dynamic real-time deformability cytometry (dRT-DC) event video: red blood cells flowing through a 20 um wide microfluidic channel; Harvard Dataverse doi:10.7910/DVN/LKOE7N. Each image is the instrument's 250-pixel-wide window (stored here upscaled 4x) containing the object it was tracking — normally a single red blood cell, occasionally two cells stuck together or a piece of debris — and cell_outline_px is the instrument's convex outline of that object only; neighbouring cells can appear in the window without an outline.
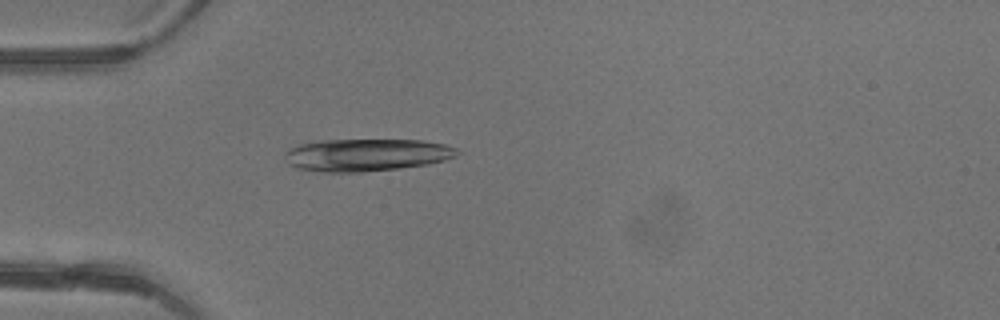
{"species": "common noctule bat (a hibernating species)", "species_latin": "Nyctalus noctula", "temperature_condition": "warm", "stored_images_in_passage": 26, "camera_frame_rate_fps": 3000, "um_per_image_px": 0.085, "animal": {"sex": "female"}, "frame": {"image": 1, "passage_image": 14, "time_ms": 4.333, "image_size_px": [1000, 320], "cell_outline_px": [[460, 152], [456, 156], [444, 160], [428, 164], [400, 168], [364, 172], [320, 172], [296, 168], [288, 164], [284, 160], [284, 152], [288, 148], [296, 144], [320, 140], [420, 140], [444, 144], [456, 148]], "centroid_in_image_um": [31.08, 13.17], "position_along_channel_um": 53.9, "area_um2": 32.95}}
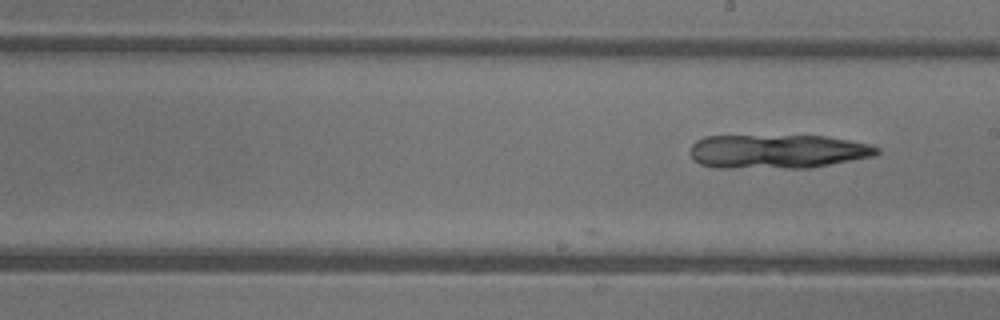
{"frame": {"image": 2, "passage_image": 26, "time_ms": 8.333, "image_size_px": [1000, 320], "cell_outline_px": [[880, 152], [876, 156], [812, 168], [716, 168], [700, 164], [692, 160], [692, 144], [696, 140], [704, 136], [828, 136], [868, 144], [880, 148]], "centroid_in_image_um": [66.11, 12.88], "position_along_channel_um": 222.9, "area_um2": 37.4}}